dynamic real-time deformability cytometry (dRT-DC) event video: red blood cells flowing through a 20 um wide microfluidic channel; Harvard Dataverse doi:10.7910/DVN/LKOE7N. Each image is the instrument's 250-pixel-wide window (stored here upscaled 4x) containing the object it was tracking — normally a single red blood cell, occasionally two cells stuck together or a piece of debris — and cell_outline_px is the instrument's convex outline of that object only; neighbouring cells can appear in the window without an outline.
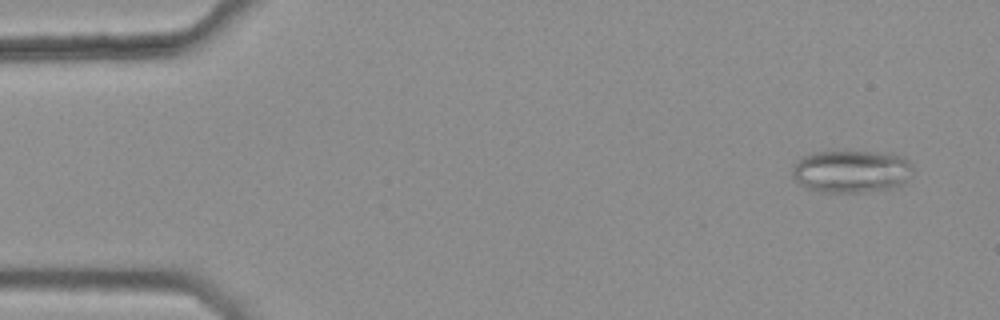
{"species": "common noctule bat (a hibernating species)", "species_latin": "Nyctalus noctula", "temperature_condition": "warm", "stored_images_in_passage": 3, "camera_frame_rate_fps": 3000, "um_per_image_px": 0.085, "animal": {"sex": "female", "body_mass_g": 25.1}, "frame": {"image": 1, "passage_image": 1, "time_ms": 0.0, "image_size_px": [1000, 320], "cell_outline_px": [[912, 176], [904, 184], [892, 188], [864, 192], [824, 192], [804, 188], [792, 176], [792, 168], [804, 156], [816, 152], [892, 152], [904, 156], [908, 160], [912, 168]], "centroid_in_image_um": [72.42, 14.57], "position_along_channel_um": 12.6, "area_um2": 30.17}}